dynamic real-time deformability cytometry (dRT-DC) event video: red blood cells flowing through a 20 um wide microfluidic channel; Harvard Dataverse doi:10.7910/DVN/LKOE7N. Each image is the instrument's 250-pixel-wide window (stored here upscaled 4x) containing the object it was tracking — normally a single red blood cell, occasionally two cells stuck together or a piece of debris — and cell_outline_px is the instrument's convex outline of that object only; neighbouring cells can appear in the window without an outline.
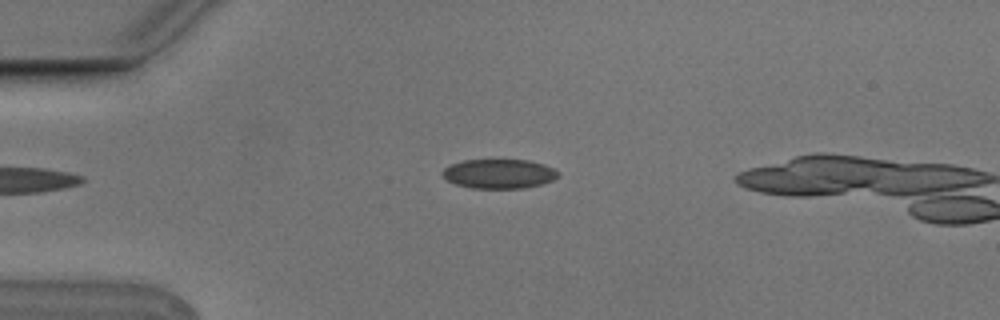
{"species": "Egyptian fruit bat (a non-hibernating species)", "species_latin": "Rousettus aegyptiacus", "temperature_condition": "cold", "stored_images_in_passage": 9, "camera_frame_rate_fps": 3000, "um_per_image_px": 0.085, "animal": {"sex": "male"}, "frame": {"image": 1, "passage_image": 3, "time_ms": 0.667, "image_size_px": [1000, 320], "cell_outline_px": [[560, 176], [544, 184], [524, 188], [472, 188], [456, 184], [448, 180], [440, 172], [444, 168], [452, 164], [464, 160], [528, 160], [544, 164], [560, 172]], "centroid_in_image_um": [42.45, 14.77], "position_along_channel_um": 42.5, "area_um2": 19.83}}
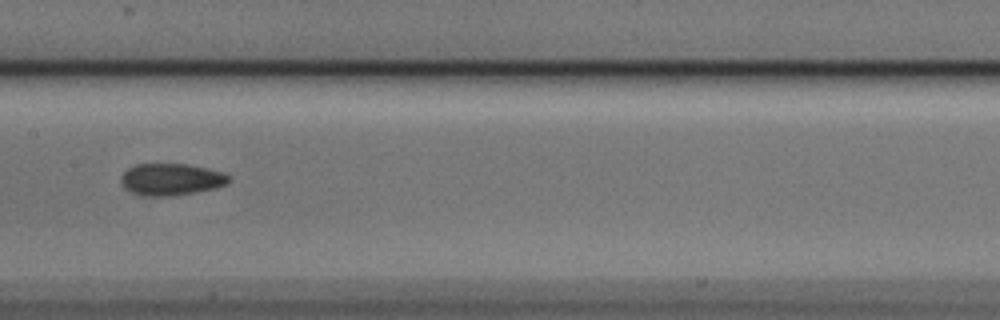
{"frame": {"image": 2, "passage_image": 7, "time_ms": 2.0, "image_size_px": [1000, 320], "cell_outline_px": [[232, 180], [228, 184], [216, 188], [196, 192], [168, 196], [152, 196], [132, 192], [124, 188], [120, 180], [120, 176], [128, 168], [136, 164], [188, 164], [224, 172], [232, 176]], "centroid_in_image_um": [14.6, 15.24], "position_along_channel_um": 192.8, "area_um2": 20.17}}
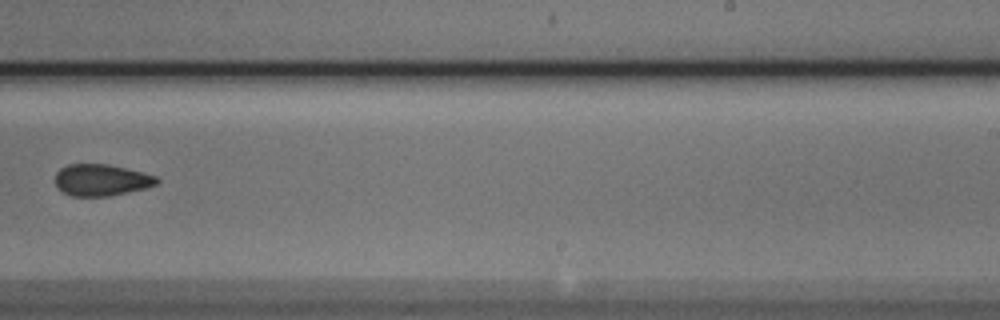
{"frame": {"image": 3, "passage_image": 9, "time_ms": 2.667, "image_size_px": [1000, 320], "cell_outline_px": [[160, 180], [156, 184], [144, 188], [112, 196], [72, 196], [56, 188], [56, 172], [60, 168], [68, 164], [108, 164], [156, 176]], "centroid_in_image_um": [8.58, 15.3], "position_along_channel_um": 280.4, "area_um2": 18.61}}